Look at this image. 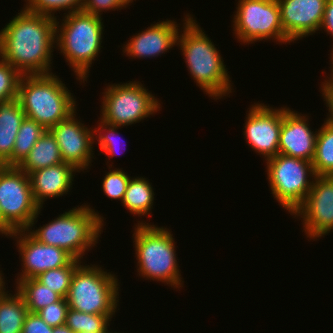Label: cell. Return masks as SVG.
Segmentation results:
<instances>
[{
	"instance_id": "ac0fdd59",
	"label": "cell",
	"mask_w": 333,
	"mask_h": 333,
	"mask_svg": "<svg viewBox=\"0 0 333 333\" xmlns=\"http://www.w3.org/2000/svg\"><path fill=\"white\" fill-rule=\"evenodd\" d=\"M153 23L147 29L135 33L121 46L123 54H126L129 59H153L159 55L161 57L162 54L176 46L177 35L182 25L177 24L174 19L165 21L163 19V21Z\"/></svg>"
},
{
	"instance_id": "52a82bcc",
	"label": "cell",
	"mask_w": 333,
	"mask_h": 333,
	"mask_svg": "<svg viewBox=\"0 0 333 333\" xmlns=\"http://www.w3.org/2000/svg\"><path fill=\"white\" fill-rule=\"evenodd\" d=\"M97 264H80L73 273L67 303L75 311L115 315L119 310L118 276Z\"/></svg>"
},
{
	"instance_id": "d590c367",
	"label": "cell",
	"mask_w": 333,
	"mask_h": 333,
	"mask_svg": "<svg viewBox=\"0 0 333 333\" xmlns=\"http://www.w3.org/2000/svg\"><path fill=\"white\" fill-rule=\"evenodd\" d=\"M330 70L331 73L329 77L327 76L325 79H323V82L321 83L320 86V93L323 96L322 98L324 99L323 101L325 102H333V52L330 53ZM328 78V79H327Z\"/></svg>"
},
{
	"instance_id": "b9f144b4",
	"label": "cell",
	"mask_w": 333,
	"mask_h": 333,
	"mask_svg": "<svg viewBox=\"0 0 333 333\" xmlns=\"http://www.w3.org/2000/svg\"><path fill=\"white\" fill-rule=\"evenodd\" d=\"M104 333H119V332H116V331L113 332V331H111V329H110V330L108 329V330H107L106 332H104ZM120 333H121V332H120ZM123 333H124V332H123Z\"/></svg>"
},
{
	"instance_id": "d4e9b609",
	"label": "cell",
	"mask_w": 333,
	"mask_h": 333,
	"mask_svg": "<svg viewBox=\"0 0 333 333\" xmlns=\"http://www.w3.org/2000/svg\"><path fill=\"white\" fill-rule=\"evenodd\" d=\"M15 287L16 291L23 297L25 305L31 313H36L43 307L55 303L62 298L36 278L20 280Z\"/></svg>"
},
{
	"instance_id": "74e56055",
	"label": "cell",
	"mask_w": 333,
	"mask_h": 333,
	"mask_svg": "<svg viewBox=\"0 0 333 333\" xmlns=\"http://www.w3.org/2000/svg\"><path fill=\"white\" fill-rule=\"evenodd\" d=\"M15 232L16 231L5 221L0 210V235L2 234V236L5 235L8 238H11Z\"/></svg>"
},
{
	"instance_id": "4dcf8cb0",
	"label": "cell",
	"mask_w": 333,
	"mask_h": 333,
	"mask_svg": "<svg viewBox=\"0 0 333 333\" xmlns=\"http://www.w3.org/2000/svg\"><path fill=\"white\" fill-rule=\"evenodd\" d=\"M112 166L114 167L113 162L107 166L109 171L105 172L101 189L106 197L112 200H120L122 203L131 176L122 168H112Z\"/></svg>"
},
{
	"instance_id": "9c48e42d",
	"label": "cell",
	"mask_w": 333,
	"mask_h": 333,
	"mask_svg": "<svg viewBox=\"0 0 333 333\" xmlns=\"http://www.w3.org/2000/svg\"><path fill=\"white\" fill-rule=\"evenodd\" d=\"M265 164L273 198L293 215L305 201L316 177L312 162L278 153Z\"/></svg>"
},
{
	"instance_id": "603a6c76",
	"label": "cell",
	"mask_w": 333,
	"mask_h": 333,
	"mask_svg": "<svg viewBox=\"0 0 333 333\" xmlns=\"http://www.w3.org/2000/svg\"><path fill=\"white\" fill-rule=\"evenodd\" d=\"M4 290L0 294V333H22L28 314L23 297L16 291Z\"/></svg>"
},
{
	"instance_id": "7c38bea8",
	"label": "cell",
	"mask_w": 333,
	"mask_h": 333,
	"mask_svg": "<svg viewBox=\"0 0 333 333\" xmlns=\"http://www.w3.org/2000/svg\"><path fill=\"white\" fill-rule=\"evenodd\" d=\"M293 215L301 219L302 231L310 240L333 232V176H316L305 201Z\"/></svg>"
},
{
	"instance_id": "60d3db41",
	"label": "cell",
	"mask_w": 333,
	"mask_h": 333,
	"mask_svg": "<svg viewBox=\"0 0 333 333\" xmlns=\"http://www.w3.org/2000/svg\"><path fill=\"white\" fill-rule=\"evenodd\" d=\"M4 274L2 272V270H0V294L6 289V285L7 284L5 281V278H4Z\"/></svg>"
},
{
	"instance_id": "ffe728a7",
	"label": "cell",
	"mask_w": 333,
	"mask_h": 333,
	"mask_svg": "<svg viewBox=\"0 0 333 333\" xmlns=\"http://www.w3.org/2000/svg\"><path fill=\"white\" fill-rule=\"evenodd\" d=\"M25 117L18 99L0 103V165L12 155L18 130Z\"/></svg>"
},
{
	"instance_id": "1f68e13d",
	"label": "cell",
	"mask_w": 333,
	"mask_h": 333,
	"mask_svg": "<svg viewBox=\"0 0 333 333\" xmlns=\"http://www.w3.org/2000/svg\"><path fill=\"white\" fill-rule=\"evenodd\" d=\"M21 76L11 64L0 58V103L18 98Z\"/></svg>"
},
{
	"instance_id": "5bb4252c",
	"label": "cell",
	"mask_w": 333,
	"mask_h": 333,
	"mask_svg": "<svg viewBox=\"0 0 333 333\" xmlns=\"http://www.w3.org/2000/svg\"><path fill=\"white\" fill-rule=\"evenodd\" d=\"M76 114L77 110L67 119L54 125L50 132L58 143L62 161L84 173V170L92 165V159H95L94 130L93 127L85 126Z\"/></svg>"
},
{
	"instance_id": "7402d4cb",
	"label": "cell",
	"mask_w": 333,
	"mask_h": 333,
	"mask_svg": "<svg viewBox=\"0 0 333 333\" xmlns=\"http://www.w3.org/2000/svg\"><path fill=\"white\" fill-rule=\"evenodd\" d=\"M154 188L152 183L142 176H134L129 180L122 205L133 216L151 217L154 205Z\"/></svg>"
},
{
	"instance_id": "9a60e30c",
	"label": "cell",
	"mask_w": 333,
	"mask_h": 333,
	"mask_svg": "<svg viewBox=\"0 0 333 333\" xmlns=\"http://www.w3.org/2000/svg\"><path fill=\"white\" fill-rule=\"evenodd\" d=\"M15 241L19 258L21 257V272L16 274L17 284L20 280L35 278L40 273L50 269L67 266L74 258L65 250L39 242L27 230L16 231L11 239Z\"/></svg>"
},
{
	"instance_id": "5b68a950",
	"label": "cell",
	"mask_w": 333,
	"mask_h": 333,
	"mask_svg": "<svg viewBox=\"0 0 333 333\" xmlns=\"http://www.w3.org/2000/svg\"><path fill=\"white\" fill-rule=\"evenodd\" d=\"M92 208L90 204H82L80 207L78 205L47 224L36 229L29 227L27 231L39 242L57 246L74 259L83 261V256L98 244L106 223L105 217Z\"/></svg>"
},
{
	"instance_id": "4fadbf2b",
	"label": "cell",
	"mask_w": 333,
	"mask_h": 333,
	"mask_svg": "<svg viewBox=\"0 0 333 333\" xmlns=\"http://www.w3.org/2000/svg\"><path fill=\"white\" fill-rule=\"evenodd\" d=\"M243 135L247 145L257 155L268 160L278 154L283 107H270L259 101L246 111Z\"/></svg>"
},
{
	"instance_id": "3957f363",
	"label": "cell",
	"mask_w": 333,
	"mask_h": 333,
	"mask_svg": "<svg viewBox=\"0 0 333 333\" xmlns=\"http://www.w3.org/2000/svg\"><path fill=\"white\" fill-rule=\"evenodd\" d=\"M132 234L135 248L137 276L145 280L162 282L174 289H182L177 246L172 231L164 226H157L146 220L137 221ZM173 236V237H172ZM183 280V281H182ZM182 286V287H181Z\"/></svg>"
},
{
	"instance_id": "484cf974",
	"label": "cell",
	"mask_w": 333,
	"mask_h": 333,
	"mask_svg": "<svg viewBox=\"0 0 333 333\" xmlns=\"http://www.w3.org/2000/svg\"><path fill=\"white\" fill-rule=\"evenodd\" d=\"M312 164L316 176H333V127L325 119L318 128Z\"/></svg>"
},
{
	"instance_id": "e0dca14e",
	"label": "cell",
	"mask_w": 333,
	"mask_h": 333,
	"mask_svg": "<svg viewBox=\"0 0 333 333\" xmlns=\"http://www.w3.org/2000/svg\"><path fill=\"white\" fill-rule=\"evenodd\" d=\"M312 130L308 114H301L283 105L278 153L312 162L318 129Z\"/></svg>"
},
{
	"instance_id": "d6986e66",
	"label": "cell",
	"mask_w": 333,
	"mask_h": 333,
	"mask_svg": "<svg viewBox=\"0 0 333 333\" xmlns=\"http://www.w3.org/2000/svg\"><path fill=\"white\" fill-rule=\"evenodd\" d=\"M76 173L80 171L65 162L31 172L29 177L37 205L43 208L47 199H58L68 194L73 187Z\"/></svg>"
},
{
	"instance_id": "836d02e7",
	"label": "cell",
	"mask_w": 333,
	"mask_h": 333,
	"mask_svg": "<svg viewBox=\"0 0 333 333\" xmlns=\"http://www.w3.org/2000/svg\"><path fill=\"white\" fill-rule=\"evenodd\" d=\"M133 2L134 0H84L82 11L102 17L103 12L118 11L129 7Z\"/></svg>"
},
{
	"instance_id": "f1b7e54d",
	"label": "cell",
	"mask_w": 333,
	"mask_h": 333,
	"mask_svg": "<svg viewBox=\"0 0 333 333\" xmlns=\"http://www.w3.org/2000/svg\"><path fill=\"white\" fill-rule=\"evenodd\" d=\"M26 4H24V8L27 11L37 14H43L47 16H52L54 18H58L59 16H55V13L58 11L64 12V14H68L70 12L81 11L83 7L84 0H24ZM67 11V12H66Z\"/></svg>"
},
{
	"instance_id": "7a4b0ae2",
	"label": "cell",
	"mask_w": 333,
	"mask_h": 333,
	"mask_svg": "<svg viewBox=\"0 0 333 333\" xmlns=\"http://www.w3.org/2000/svg\"><path fill=\"white\" fill-rule=\"evenodd\" d=\"M192 16L184 13L176 42L184 56L186 68L196 85L211 99L216 101L224 96L230 97V93L234 92V83L230 80L232 77L228 74L222 54Z\"/></svg>"
},
{
	"instance_id": "8992f818",
	"label": "cell",
	"mask_w": 333,
	"mask_h": 333,
	"mask_svg": "<svg viewBox=\"0 0 333 333\" xmlns=\"http://www.w3.org/2000/svg\"><path fill=\"white\" fill-rule=\"evenodd\" d=\"M55 74L22 75L18 85L17 99L26 117L36 120L46 130L77 109L74 94Z\"/></svg>"
},
{
	"instance_id": "8d00e7d4",
	"label": "cell",
	"mask_w": 333,
	"mask_h": 333,
	"mask_svg": "<svg viewBox=\"0 0 333 333\" xmlns=\"http://www.w3.org/2000/svg\"><path fill=\"white\" fill-rule=\"evenodd\" d=\"M322 30L333 38V0H327L326 2L324 16L319 31ZM331 52H333V45Z\"/></svg>"
},
{
	"instance_id": "6da1fadb",
	"label": "cell",
	"mask_w": 333,
	"mask_h": 333,
	"mask_svg": "<svg viewBox=\"0 0 333 333\" xmlns=\"http://www.w3.org/2000/svg\"><path fill=\"white\" fill-rule=\"evenodd\" d=\"M55 36L56 18L22 7L0 30V58L21 75L51 74Z\"/></svg>"
},
{
	"instance_id": "8fae6325",
	"label": "cell",
	"mask_w": 333,
	"mask_h": 333,
	"mask_svg": "<svg viewBox=\"0 0 333 333\" xmlns=\"http://www.w3.org/2000/svg\"><path fill=\"white\" fill-rule=\"evenodd\" d=\"M0 210L15 230H27L38 221L40 208L34 200L29 175L17 166L0 165Z\"/></svg>"
},
{
	"instance_id": "2e32d148",
	"label": "cell",
	"mask_w": 333,
	"mask_h": 333,
	"mask_svg": "<svg viewBox=\"0 0 333 333\" xmlns=\"http://www.w3.org/2000/svg\"><path fill=\"white\" fill-rule=\"evenodd\" d=\"M281 25L290 43L315 35L322 24L327 0H277Z\"/></svg>"
},
{
	"instance_id": "cb8c5ba5",
	"label": "cell",
	"mask_w": 333,
	"mask_h": 333,
	"mask_svg": "<svg viewBox=\"0 0 333 333\" xmlns=\"http://www.w3.org/2000/svg\"><path fill=\"white\" fill-rule=\"evenodd\" d=\"M45 131L46 129L36 120L25 117L18 130L12 155L2 165L18 166Z\"/></svg>"
},
{
	"instance_id": "e575fe53",
	"label": "cell",
	"mask_w": 333,
	"mask_h": 333,
	"mask_svg": "<svg viewBox=\"0 0 333 333\" xmlns=\"http://www.w3.org/2000/svg\"><path fill=\"white\" fill-rule=\"evenodd\" d=\"M22 333H53V327L49 326L37 313L28 312Z\"/></svg>"
},
{
	"instance_id": "83f0119b",
	"label": "cell",
	"mask_w": 333,
	"mask_h": 333,
	"mask_svg": "<svg viewBox=\"0 0 333 333\" xmlns=\"http://www.w3.org/2000/svg\"><path fill=\"white\" fill-rule=\"evenodd\" d=\"M82 262L73 259L67 266L47 270L35 278L62 298H67L73 273Z\"/></svg>"
},
{
	"instance_id": "277c9868",
	"label": "cell",
	"mask_w": 333,
	"mask_h": 333,
	"mask_svg": "<svg viewBox=\"0 0 333 333\" xmlns=\"http://www.w3.org/2000/svg\"><path fill=\"white\" fill-rule=\"evenodd\" d=\"M56 17L55 44L76 76L77 81L87 83L90 68L100 54L105 26L102 17L77 11ZM60 20V21H58Z\"/></svg>"
},
{
	"instance_id": "d6a6232c",
	"label": "cell",
	"mask_w": 333,
	"mask_h": 333,
	"mask_svg": "<svg viewBox=\"0 0 333 333\" xmlns=\"http://www.w3.org/2000/svg\"><path fill=\"white\" fill-rule=\"evenodd\" d=\"M69 305L66 298L43 307L36 313L51 327L64 325Z\"/></svg>"
},
{
	"instance_id": "ab89813d",
	"label": "cell",
	"mask_w": 333,
	"mask_h": 333,
	"mask_svg": "<svg viewBox=\"0 0 333 333\" xmlns=\"http://www.w3.org/2000/svg\"><path fill=\"white\" fill-rule=\"evenodd\" d=\"M53 333H74L66 324L53 327Z\"/></svg>"
},
{
	"instance_id": "f35d334b",
	"label": "cell",
	"mask_w": 333,
	"mask_h": 333,
	"mask_svg": "<svg viewBox=\"0 0 333 333\" xmlns=\"http://www.w3.org/2000/svg\"><path fill=\"white\" fill-rule=\"evenodd\" d=\"M325 106L327 107L328 114L327 117L325 118L326 122L333 127V102H324Z\"/></svg>"
},
{
	"instance_id": "30bf717a",
	"label": "cell",
	"mask_w": 333,
	"mask_h": 333,
	"mask_svg": "<svg viewBox=\"0 0 333 333\" xmlns=\"http://www.w3.org/2000/svg\"><path fill=\"white\" fill-rule=\"evenodd\" d=\"M233 12V35L240 44L275 41L290 44L283 31L277 0H238Z\"/></svg>"
},
{
	"instance_id": "f546056e",
	"label": "cell",
	"mask_w": 333,
	"mask_h": 333,
	"mask_svg": "<svg viewBox=\"0 0 333 333\" xmlns=\"http://www.w3.org/2000/svg\"><path fill=\"white\" fill-rule=\"evenodd\" d=\"M99 123L94 129V140H97L100 154H105L108 156V161L106 165L111 161L110 158H114L118 153L119 148L117 145H120V139L118 141V136L120 135L119 128H123V126L111 125L109 123L104 122L103 120H99ZM120 138V137H119ZM123 141V140H122ZM124 144V143H123ZM120 154V153H119Z\"/></svg>"
},
{
	"instance_id": "4316f807",
	"label": "cell",
	"mask_w": 333,
	"mask_h": 333,
	"mask_svg": "<svg viewBox=\"0 0 333 333\" xmlns=\"http://www.w3.org/2000/svg\"><path fill=\"white\" fill-rule=\"evenodd\" d=\"M114 315L89 314L68 309L65 324L74 332L104 333Z\"/></svg>"
},
{
	"instance_id": "ba28073f",
	"label": "cell",
	"mask_w": 333,
	"mask_h": 333,
	"mask_svg": "<svg viewBox=\"0 0 333 333\" xmlns=\"http://www.w3.org/2000/svg\"><path fill=\"white\" fill-rule=\"evenodd\" d=\"M128 82L108 83L103 89L99 119L111 125L127 128L161 110L159 98L146 89L140 81Z\"/></svg>"
},
{
	"instance_id": "44dd1931",
	"label": "cell",
	"mask_w": 333,
	"mask_h": 333,
	"mask_svg": "<svg viewBox=\"0 0 333 333\" xmlns=\"http://www.w3.org/2000/svg\"><path fill=\"white\" fill-rule=\"evenodd\" d=\"M61 163L63 161L58 143L50 130H46L17 167L29 175L33 171Z\"/></svg>"
}]
</instances>
